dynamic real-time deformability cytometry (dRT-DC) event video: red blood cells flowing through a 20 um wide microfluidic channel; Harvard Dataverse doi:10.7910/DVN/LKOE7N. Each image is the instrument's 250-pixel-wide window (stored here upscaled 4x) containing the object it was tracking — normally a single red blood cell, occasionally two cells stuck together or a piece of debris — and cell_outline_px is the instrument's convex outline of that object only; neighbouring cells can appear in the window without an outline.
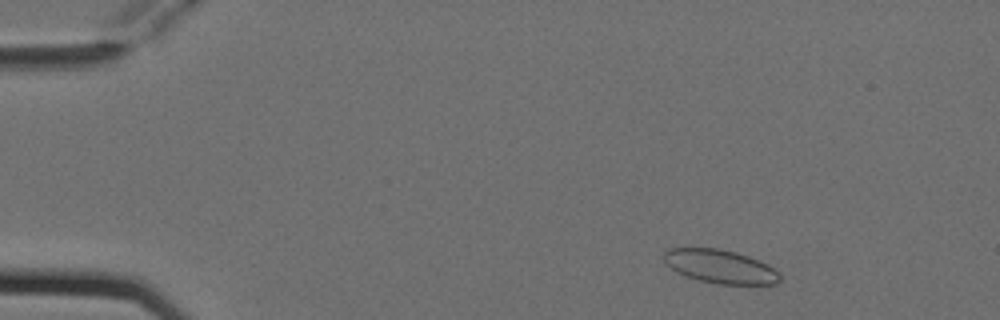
{"species": "Egyptian fruit bat (a non-hibernating species)", "species_latin": "Rousettus aegyptiacus", "temperature_condition": "cold", "stored_images_in_passage": 4, "camera_frame_rate_fps": 3000, "um_per_image_px": 0.085, "animal": {"sex": "female"}, "frame": {"image": 1, "passage_image": 1, "time_ms": 0.0, "image_size_px": [1000, 320], "cell_outline_px": [[780, 280], [776, 284], [716, 284], [700, 280], [676, 272], [664, 260], [664, 252], [668, 248], [716, 248], [736, 252], [748, 256], [768, 264], [780, 276]], "centroid_in_image_um": [61.21, 22.65], "position_along_channel_um": 23.8, "area_um2": 22.43}}